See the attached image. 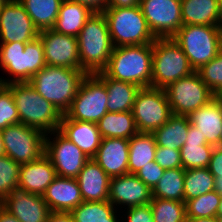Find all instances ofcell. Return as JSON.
I'll use <instances>...</instances> for the list:
<instances>
[{"instance_id": "1", "label": "cell", "mask_w": 222, "mask_h": 222, "mask_svg": "<svg viewBox=\"0 0 222 222\" xmlns=\"http://www.w3.org/2000/svg\"><path fill=\"white\" fill-rule=\"evenodd\" d=\"M152 44L114 47L106 68L107 77L129 82L140 88L151 87Z\"/></svg>"}, {"instance_id": "2", "label": "cell", "mask_w": 222, "mask_h": 222, "mask_svg": "<svg viewBox=\"0 0 222 222\" xmlns=\"http://www.w3.org/2000/svg\"><path fill=\"white\" fill-rule=\"evenodd\" d=\"M86 75L81 69L46 65L28 83L64 115Z\"/></svg>"}, {"instance_id": "3", "label": "cell", "mask_w": 222, "mask_h": 222, "mask_svg": "<svg viewBox=\"0 0 222 222\" xmlns=\"http://www.w3.org/2000/svg\"><path fill=\"white\" fill-rule=\"evenodd\" d=\"M80 69L86 74L102 72L113 51L108 23L103 12H94L78 37Z\"/></svg>"}, {"instance_id": "4", "label": "cell", "mask_w": 222, "mask_h": 222, "mask_svg": "<svg viewBox=\"0 0 222 222\" xmlns=\"http://www.w3.org/2000/svg\"><path fill=\"white\" fill-rule=\"evenodd\" d=\"M11 90L21 124L43 131H57L62 114L42 97L28 82L6 84Z\"/></svg>"}, {"instance_id": "5", "label": "cell", "mask_w": 222, "mask_h": 222, "mask_svg": "<svg viewBox=\"0 0 222 222\" xmlns=\"http://www.w3.org/2000/svg\"><path fill=\"white\" fill-rule=\"evenodd\" d=\"M44 46L40 38L29 43L11 42L0 44V68L12 75L0 78V84L28 82L46 66Z\"/></svg>"}, {"instance_id": "6", "label": "cell", "mask_w": 222, "mask_h": 222, "mask_svg": "<svg viewBox=\"0 0 222 222\" xmlns=\"http://www.w3.org/2000/svg\"><path fill=\"white\" fill-rule=\"evenodd\" d=\"M103 14L114 47L152 44L156 40L139 5L107 7Z\"/></svg>"}, {"instance_id": "7", "label": "cell", "mask_w": 222, "mask_h": 222, "mask_svg": "<svg viewBox=\"0 0 222 222\" xmlns=\"http://www.w3.org/2000/svg\"><path fill=\"white\" fill-rule=\"evenodd\" d=\"M152 88H166L170 83L194 72L182 48L170 38H156L152 43Z\"/></svg>"}, {"instance_id": "8", "label": "cell", "mask_w": 222, "mask_h": 222, "mask_svg": "<svg viewBox=\"0 0 222 222\" xmlns=\"http://www.w3.org/2000/svg\"><path fill=\"white\" fill-rule=\"evenodd\" d=\"M172 38L182 48L194 71L221 51L219 26L183 25Z\"/></svg>"}, {"instance_id": "9", "label": "cell", "mask_w": 222, "mask_h": 222, "mask_svg": "<svg viewBox=\"0 0 222 222\" xmlns=\"http://www.w3.org/2000/svg\"><path fill=\"white\" fill-rule=\"evenodd\" d=\"M164 90L174 115L188 116L215 98L197 71L170 83Z\"/></svg>"}, {"instance_id": "10", "label": "cell", "mask_w": 222, "mask_h": 222, "mask_svg": "<svg viewBox=\"0 0 222 222\" xmlns=\"http://www.w3.org/2000/svg\"><path fill=\"white\" fill-rule=\"evenodd\" d=\"M105 84L95 75L87 74L65 115L72 120L97 123L107 111Z\"/></svg>"}, {"instance_id": "11", "label": "cell", "mask_w": 222, "mask_h": 222, "mask_svg": "<svg viewBox=\"0 0 222 222\" xmlns=\"http://www.w3.org/2000/svg\"><path fill=\"white\" fill-rule=\"evenodd\" d=\"M5 155L20 165L38 160L45 154L46 134L24 124L10 125L1 130Z\"/></svg>"}, {"instance_id": "12", "label": "cell", "mask_w": 222, "mask_h": 222, "mask_svg": "<svg viewBox=\"0 0 222 222\" xmlns=\"http://www.w3.org/2000/svg\"><path fill=\"white\" fill-rule=\"evenodd\" d=\"M138 132L152 133L172 115L164 89L140 88L131 110Z\"/></svg>"}, {"instance_id": "13", "label": "cell", "mask_w": 222, "mask_h": 222, "mask_svg": "<svg viewBox=\"0 0 222 222\" xmlns=\"http://www.w3.org/2000/svg\"><path fill=\"white\" fill-rule=\"evenodd\" d=\"M139 6L156 38L173 37L183 26L181 0H140Z\"/></svg>"}, {"instance_id": "14", "label": "cell", "mask_w": 222, "mask_h": 222, "mask_svg": "<svg viewBox=\"0 0 222 222\" xmlns=\"http://www.w3.org/2000/svg\"><path fill=\"white\" fill-rule=\"evenodd\" d=\"M48 134L45 137V154L50 158L56 175L76 179L90 158L58 130ZM52 134L55 136L53 139Z\"/></svg>"}, {"instance_id": "15", "label": "cell", "mask_w": 222, "mask_h": 222, "mask_svg": "<svg viewBox=\"0 0 222 222\" xmlns=\"http://www.w3.org/2000/svg\"><path fill=\"white\" fill-rule=\"evenodd\" d=\"M39 37V30L19 0H7L0 8V44L29 43Z\"/></svg>"}, {"instance_id": "16", "label": "cell", "mask_w": 222, "mask_h": 222, "mask_svg": "<svg viewBox=\"0 0 222 222\" xmlns=\"http://www.w3.org/2000/svg\"><path fill=\"white\" fill-rule=\"evenodd\" d=\"M39 38L44 46L45 61L48 66L80 69L77 37L47 29L39 32Z\"/></svg>"}, {"instance_id": "17", "label": "cell", "mask_w": 222, "mask_h": 222, "mask_svg": "<svg viewBox=\"0 0 222 222\" xmlns=\"http://www.w3.org/2000/svg\"><path fill=\"white\" fill-rule=\"evenodd\" d=\"M3 207L20 222H46L51 213L42 195L29 193L20 186L11 190L3 200Z\"/></svg>"}, {"instance_id": "18", "label": "cell", "mask_w": 222, "mask_h": 222, "mask_svg": "<svg viewBox=\"0 0 222 222\" xmlns=\"http://www.w3.org/2000/svg\"><path fill=\"white\" fill-rule=\"evenodd\" d=\"M151 200L152 190L135 174L128 173L110 179L108 201L113 206H142L149 204Z\"/></svg>"}, {"instance_id": "19", "label": "cell", "mask_w": 222, "mask_h": 222, "mask_svg": "<svg viewBox=\"0 0 222 222\" xmlns=\"http://www.w3.org/2000/svg\"><path fill=\"white\" fill-rule=\"evenodd\" d=\"M93 159L110 178L128 174L129 139L103 138Z\"/></svg>"}, {"instance_id": "20", "label": "cell", "mask_w": 222, "mask_h": 222, "mask_svg": "<svg viewBox=\"0 0 222 222\" xmlns=\"http://www.w3.org/2000/svg\"><path fill=\"white\" fill-rule=\"evenodd\" d=\"M51 212H71L82 202L77 179L56 176L42 194Z\"/></svg>"}, {"instance_id": "21", "label": "cell", "mask_w": 222, "mask_h": 222, "mask_svg": "<svg viewBox=\"0 0 222 222\" xmlns=\"http://www.w3.org/2000/svg\"><path fill=\"white\" fill-rule=\"evenodd\" d=\"M58 131L89 158L95 156L102 140L97 123L72 120L65 114L62 115Z\"/></svg>"}, {"instance_id": "22", "label": "cell", "mask_w": 222, "mask_h": 222, "mask_svg": "<svg viewBox=\"0 0 222 222\" xmlns=\"http://www.w3.org/2000/svg\"><path fill=\"white\" fill-rule=\"evenodd\" d=\"M83 201H106L109 197L110 177L90 158L77 176Z\"/></svg>"}, {"instance_id": "23", "label": "cell", "mask_w": 222, "mask_h": 222, "mask_svg": "<svg viewBox=\"0 0 222 222\" xmlns=\"http://www.w3.org/2000/svg\"><path fill=\"white\" fill-rule=\"evenodd\" d=\"M56 176L50 158L44 154L38 160L20 166L18 186L29 193L42 195Z\"/></svg>"}, {"instance_id": "24", "label": "cell", "mask_w": 222, "mask_h": 222, "mask_svg": "<svg viewBox=\"0 0 222 222\" xmlns=\"http://www.w3.org/2000/svg\"><path fill=\"white\" fill-rule=\"evenodd\" d=\"M187 117L190 124L200 131V134L206 139L208 144L220 147L222 104L216 98L191 112Z\"/></svg>"}, {"instance_id": "25", "label": "cell", "mask_w": 222, "mask_h": 222, "mask_svg": "<svg viewBox=\"0 0 222 222\" xmlns=\"http://www.w3.org/2000/svg\"><path fill=\"white\" fill-rule=\"evenodd\" d=\"M183 25H212L221 23L220 0H181Z\"/></svg>"}, {"instance_id": "26", "label": "cell", "mask_w": 222, "mask_h": 222, "mask_svg": "<svg viewBox=\"0 0 222 222\" xmlns=\"http://www.w3.org/2000/svg\"><path fill=\"white\" fill-rule=\"evenodd\" d=\"M87 6L71 0H63L53 30L73 37H78L85 22L93 15Z\"/></svg>"}, {"instance_id": "27", "label": "cell", "mask_w": 222, "mask_h": 222, "mask_svg": "<svg viewBox=\"0 0 222 222\" xmlns=\"http://www.w3.org/2000/svg\"><path fill=\"white\" fill-rule=\"evenodd\" d=\"M95 75L105 84L107 89L108 112L116 113L132 110L135 96L140 87L129 82L109 78L103 72L96 73Z\"/></svg>"}, {"instance_id": "28", "label": "cell", "mask_w": 222, "mask_h": 222, "mask_svg": "<svg viewBox=\"0 0 222 222\" xmlns=\"http://www.w3.org/2000/svg\"><path fill=\"white\" fill-rule=\"evenodd\" d=\"M189 125L187 116L172 114L165 124L152 132L156 145L180 150L187 139Z\"/></svg>"}, {"instance_id": "29", "label": "cell", "mask_w": 222, "mask_h": 222, "mask_svg": "<svg viewBox=\"0 0 222 222\" xmlns=\"http://www.w3.org/2000/svg\"><path fill=\"white\" fill-rule=\"evenodd\" d=\"M98 130L103 138L130 139L138 133L131 111L107 112L98 122Z\"/></svg>"}, {"instance_id": "30", "label": "cell", "mask_w": 222, "mask_h": 222, "mask_svg": "<svg viewBox=\"0 0 222 222\" xmlns=\"http://www.w3.org/2000/svg\"><path fill=\"white\" fill-rule=\"evenodd\" d=\"M155 137L152 133L138 132L129 139L128 173L135 174L147 163L155 161Z\"/></svg>"}, {"instance_id": "31", "label": "cell", "mask_w": 222, "mask_h": 222, "mask_svg": "<svg viewBox=\"0 0 222 222\" xmlns=\"http://www.w3.org/2000/svg\"><path fill=\"white\" fill-rule=\"evenodd\" d=\"M63 0H19L40 31L52 29Z\"/></svg>"}, {"instance_id": "32", "label": "cell", "mask_w": 222, "mask_h": 222, "mask_svg": "<svg viewBox=\"0 0 222 222\" xmlns=\"http://www.w3.org/2000/svg\"><path fill=\"white\" fill-rule=\"evenodd\" d=\"M117 207L106 201H83L70 214L75 222H119ZM118 216H116V214Z\"/></svg>"}, {"instance_id": "33", "label": "cell", "mask_w": 222, "mask_h": 222, "mask_svg": "<svg viewBox=\"0 0 222 222\" xmlns=\"http://www.w3.org/2000/svg\"><path fill=\"white\" fill-rule=\"evenodd\" d=\"M184 176L183 168L164 170L163 176L152 189V198L184 202Z\"/></svg>"}, {"instance_id": "34", "label": "cell", "mask_w": 222, "mask_h": 222, "mask_svg": "<svg viewBox=\"0 0 222 222\" xmlns=\"http://www.w3.org/2000/svg\"><path fill=\"white\" fill-rule=\"evenodd\" d=\"M215 190V177L208 168L185 170L184 202Z\"/></svg>"}, {"instance_id": "35", "label": "cell", "mask_w": 222, "mask_h": 222, "mask_svg": "<svg viewBox=\"0 0 222 222\" xmlns=\"http://www.w3.org/2000/svg\"><path fill=\"white\" fill-rule=\"evenodd\" d=\"M149 204L154 222H186L185 202L152 198Z\"/></svg>"}, {"instance_id": "36", "label": "cell", "mask_w": 222, "mask_h": 222, "mask_svg": "<svg viewBox=\"0 0 222 222\" xmlns=\"http://www.w3.org/2000/svg\"><path fill=\"white\" fill-rule=\"evenodd\" d=\"M215 146L208 143L185 142L180 148L182 168H206Z\"/></svg>"}, {"instance_id": "37", "label": "cell", "mask_w": 222, "mask_h": 222, "mask_svg": "<svg viewBox=\"0 0 222 222\" xmlns=\"http://www.w3.org/2000/svg\"><path fill=\"white\" fill-rule=\"evenodd\" d=\"M222 196L211 191L185 203L187 218L215 217Z\"/></svg>"}, {"instance_id": "38", "label": "cell", "mask_w": 222, "mask_h": 222, "mask_svg": "<svg viewBox=\"0 0 222 222\" xmlns=\"http://www.w3.org/2000/svg\"><path fill=\"white\" fill-rule=\"evenodd\" d=\"M20 166L7 155L0 157V199L4 200L18 186Z\"/></svg>"}, {"instance_id": "39", "label": "cell", "mask_w": 222, "mask_h": 222, "mask_svg": "<svg viewBox=\"0 0 222 222\" xmlns=\"http://www.w3.org/2000/svg\"><path fill=\"white\" fill-rule=\"evenodd\" d=\"M197 72L209 89L217 94L222 89V51Z\"/></svg>"}, {"instance_id": "40", "label": "cell", "mask_w": 222, "mask_h": 222, "mask_svg": "<svg viewBox=\"0 0 222 222\" xmlns=\"http://www.w3.org/2000/svg\"><path fill=\"white\" fill-rule=\"evenodd\" d=\"M17 107L11 90L0 84V131L10 125L19 124Z\"/></svg>"}, {"instance_id": "41", "label": "cell", "mask_w": 222, "mask_h": 222, "mask_svg": "<svg viewBox=\"0 0 222 222\" xmlns=\"http://www.w3.org/2000/svg\"><path fill=\"white\" fill-rule=\"evenodd\" d=\"M155 162L164 170L182 168L180 150L157 146Z\"/></svg>"}, {"instance_id": "42", "label": "cell", "mask_w": 222, "mask_h": 222, "mask_svg": "<svg viewBox=\"0 0 222 222\" xmlns=\"http://www.w3.org/2000/svg\"><path fill=\"white\" fill-rule=\"evenodd\" d=\"M163 173L164 169L155 161H151L146 166H143L135 175L152 190L163 176Z\"/></svg>"}, {"instance_id": "43", "label": "cell", "mask_w": 222, "mask_h": 222, "mask_svg": "<svg viewBox=\"0 0 222 222\" xmlns=\"http://www.w3.org/2000/svg\"><path fill=\"white\" fill-rule=\"evenodd\" d=\"M125 209H127V212H124L127 217H123L122 220L125 219L126 222H154L150 204Z\"/></svg>"}, {"instance_id": "44", "label": "cell", "mask_w": 222, "mask_h": 222, "mask_svg": "<svg viewBox=\"0 0 222 222\" xmlns=\"http://www.w3.org/2000/svg\"><path fill=\"white\" fill-rule=\"evenodd\" d=\"M207 168L214 177H222V147H214Z\"/></svg>"}, {"instance_id": "45", "label": "cell", "mask_w": 222, "mask_h": 222, "mask_svg": "<svg viewBox=\"0 0 222 222\" xmlns=\"http://www.w3.org/2000/svg\"><path fill=\"white\" fill-rule=\"evenodd\" d=\"M71 1L87 6L93 12H103L108 5V0H71Z\"/></svg>"}, {"instance_id": "46", "label": "cell", "mask_w": 222, "mask_h": 222, "mask_svg": "<svg viewBox=\"0 0 222 222\" xmlns=\"http://www.w3.org/2000/svg\"><path fill=\"white\" fill-rule=\"evenodd\" d=\"M46 222H75L70 212H51Z\"/></svg>"}, {"instance_id": "47", "label": "cell", "mask_w": 222, "mask_h": 222, "mask_svg": "<svg viewBox=\"0 0 222 222\" xmlns=\"http://www.w3.org/2000/svg\"><path fill=\"white\" fill-rule=\"evenodd\" d=\"M185 142L207 143L206 139L200 134V131L192 124L189 125L187 139Z\"/></svg>"}, {"instance_id": "48", "label": "cell", "mask_w": 222, "mask_h": 222, "mask_svg": "<svg viewBox=\"0 0 222 222\" xmlns=\"http://www.w3.org/2000/svg\"><path fill=\"white\" fill-rule=\"evenodd\" d=\"M140 0H108L107 7H133L138 6Z\"/></svg>"}, {"instance_id": "49", "label": "cell", "mask_w": 222, "mask_h": 222, "mask_svg": "<svg viewBox=\"0 0 222 222\" xmlns=\"http://www.w3.org/2000/svg\"><path fill=\"white\" fill-rule=\"evenodd\" d=\"M0 222H20L14 215H12L7 209L2 207L0 209Z\"/></svg>"}, {"instance_id": "50", "label": "cell", "mask_w": 222, "mask_h": 222, "mask_svg": "<svg viewBox=\"0 0 222 222\" xmlns=\"http://www.w3.org/2000/svg\"><path fill=\"white\" fill-rule=\"evenodd\" d=\"M186 222H218V219H217V216H215V217L187 218Z\"/></svg>"}, {"instance_id": "51", "label": "cell", "mask_w": 222, "mask_h": 222, "mask_svg": "<svg viewBox=\"0 0 222 222\" xmlns=\"http://www.w3.org/2000/svg\"><path fill=\"white\" fill-rule=\"evenodd\" d=\"M215 191L222 196V177H215Z\"/></svg>"}, {"instance_id": "52", "label": "cell", "mask_w": 222, "mask_h": 222, "mask_svg": "<svg viewBox=\"0 0 222 222\" xmlns=\"http://www.w3.org/2000/svg\"><path fill=\"white\" fill-rule=\"evenodd\" d=\"M5 155V147L2 139V134L0 131V157Z\"/></svg>"}, {"instance_id": "53", "label": "cell", "mask_w": 222, "mask_h": 222, "mask_svg": "<svg viewBox=\"0 0 222 222\" xmlns=\"http://www.w3.org/2000/svg\"><path fill=\"white\" fill-rule=\"evenodd\" d=\"M215 98L222 104V89L215 94Z\"/></svg>"}, {"instance_id": "54", "label": "cell", "mask_w": 222, "mask_h": 222, "mask_svg": "<svg viewBox=\"0 0 222 222\" xmlns=\"http://www.w3.org/2000/svg\"><path fill=\"white\" fill-rule=\"evenodd\" d=\"M216 216H222V198H221V201H220V204H219Z\"/></svg>"}, {"instance_id": "55", "label": "cell", "mask_w": 222, "mask_h": 222, "mask_svg": "<svg viewBox=\"0 0 222 222\" xmlns=\"http://www.w3.org/2000/svg\"><path fill=\"white\" fill-rule=\"evenodd\" d=\"M219 29H220V38H221V51H222V21L219 25Z\"/></svg>"}, {"instance_id": "56", "label": "cell", "mask_w": 222, "mask_h": 222, "mask_svg": "<svg viewBox=\"0 0 222 222\" xmlns=\"http://www.w3.org/2000/svg\"><path fill=\"white\" fill-rule=\"evenodd\" d=\"M220 14H221V21H222V0H220Z\"/></svg>"}, {"instance_id": "57", "label": "cell", "mask_w": 222, "mask_h": 222, "mask_svg": "<svg viewBox=\"0 0 222 222\" xmlns=\"http://www.w3.org/2000/svg\"><path fill=\"white\" fill-rule=\"evenodd\" d=\"M7 0H0V8Z\"/></svg>"}, {"instance_id": "58", "label": "cell", "mask_w": 222, "mask_h": 222, "mask_svg": "<svg viewBox=\"0 0 222 222\" xmlns=\"http://www.w3.org/2000/svg\"><path fill=\"white\" fill-rule=\"evenodd\" d=\"M220 147H222V131H221V135H220Z\"/></svg>"}, {"instance_id": "59", "label": "cell", "mask_w": 222, "mask_h": 222, "mask_svg": "<svg viewBox=\"0 0 222 222\" xmlns=\"http://www.w3.org/2000/svg\"><path fill=\"white\" fill-rule=\"evenodd\" d=\"M218 222H222V216H217Z\"/></svg>"}, {"instance_id": "60", "label": "cell", "mask_w": 222, "mask_h": 222, "mask_svg": "<svg viewBox=\"0 0 222 222\" xmlns=\"http://www.w3.org/2000/svg\"><path fill=\"white\" fill-rule=\"evenodd\" d=\"M3 207V200L0 199V209Z\"/></svg>"}]
</instances>
